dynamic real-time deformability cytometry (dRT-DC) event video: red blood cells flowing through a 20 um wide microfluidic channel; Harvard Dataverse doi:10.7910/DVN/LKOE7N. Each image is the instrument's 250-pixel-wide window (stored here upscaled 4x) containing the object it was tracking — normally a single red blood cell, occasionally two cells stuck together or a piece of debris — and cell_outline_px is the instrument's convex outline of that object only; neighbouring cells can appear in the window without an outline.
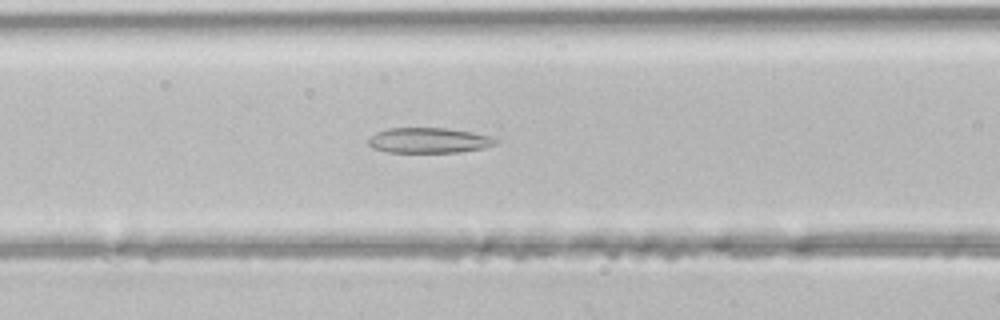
{"species": "common noctule bat (a hibernating species)", "species_latin": "Nyctalus noctula", "temperature_condition": "room temperature", "stored_images_in_passage": 42, "camera_frame_rate_fps": 3000, "um_per_image_px": 0.085, "animal": {"sex": "male", "body_mass_g": 21.5, "forearm_length_mm": 52.0}, "frame": {"image": 1, "passage_image": 14, "time_ms": 4.333, "image_size_px": [1000, 320], "cell_outline_px": [[500, 140], [496, 144], [484, 148], [460, 152], [388, 152], [372, 148], [368, 144], [368, 140], [376, 132], [388, 128], [448, 128], [472, 132], [488, 136]], "centroid_in_image_um": [36.46, 11.93], "position_along_channel_um": 130.1, "area_um2": 18.79}}
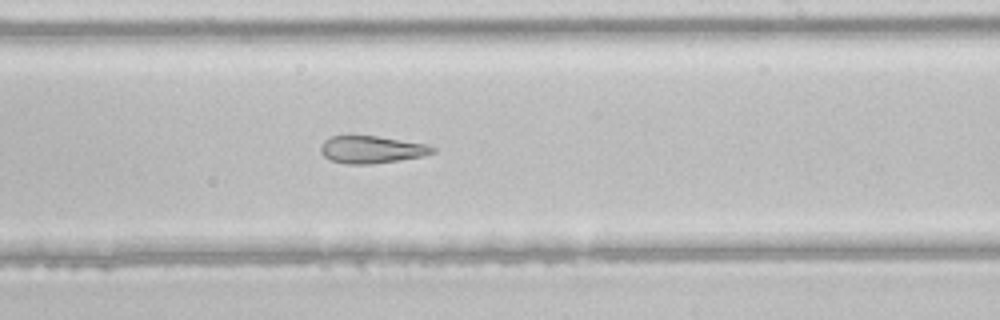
{"frame": {"image": 2, "passage_image": 23, "time_ms": 7.333, "image_size_px": [1000, 320], "cell_outline_px": [[436, 152], [424, 156], [372, 164], [348, 164], [332, 160], [324, 156], [320, 152], [320, 144], [328, 136], [376, 136], [428, 144], [436, 148]], "centroid_in_image_um": [31.59, 12.71], "position_along_channel_um": 257.4, "area_um2": 17.92}}
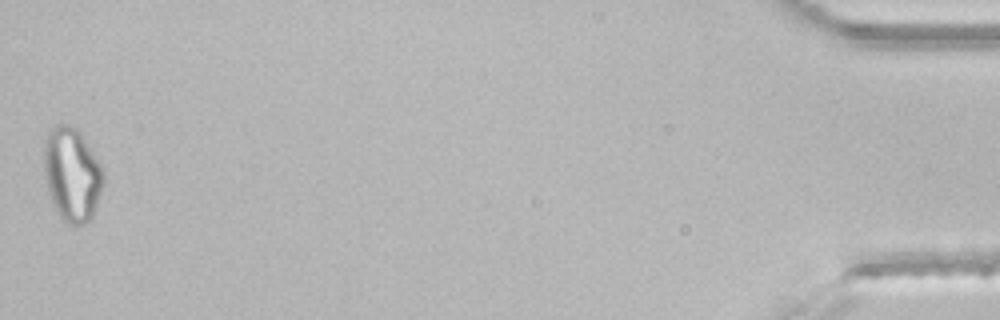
{"frame": {"image": 3, "passage_image": 42, "time_ms": 13.667, "image_size_px": [1000, 320], "cell_outline_px": [[104, 184], [92, 216], [84, 224], [68, 224], [60, 216], [48, 192], [44, 176], [44, 144], [48, 132], [56, 124], [64, 124], [76, 128], [80, 132], [104, 168]], "centroid_in_image_um": [6.13, 14.8], "position_along_channel_um": 429.1, "area_um2": 32.43}}